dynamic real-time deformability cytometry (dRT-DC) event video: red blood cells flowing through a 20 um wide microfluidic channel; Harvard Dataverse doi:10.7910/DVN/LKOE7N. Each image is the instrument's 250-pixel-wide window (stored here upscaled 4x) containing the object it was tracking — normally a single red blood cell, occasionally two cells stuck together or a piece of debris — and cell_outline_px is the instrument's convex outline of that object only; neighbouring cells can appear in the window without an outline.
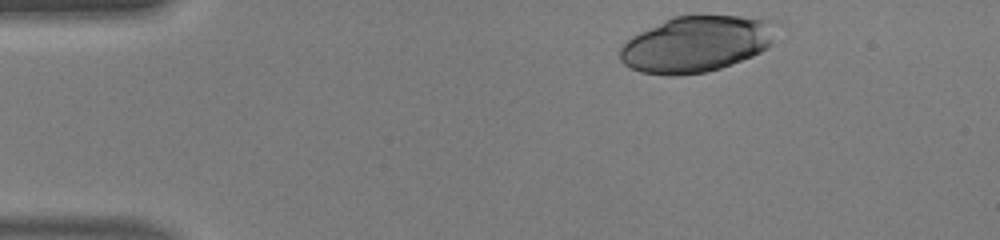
{"species": "human", "species_latin": "Homo sapiens", "temperature_condition": "warm", "stored_images_in_passage": 39, "camera_frame_rate_fps": 3000, "um_per_image_px": 0.085, "donor": {"sex": "male"}, "frame": {"image": 1, "passage_image": 1, "time_ms": 0.0, "image_size_px": [1000, 240], "cell_outline_px": [[772, 44], [760, 52], [752, 56], [732, 64], [720, 68], [704, 72], [676, 76], [668, 76], [640, 72], [624, 64], [620, 60], [620, 48], [632, 36], [672, 16], [740, 16], [768, 20]], "centroid_in_image_um": [59.1, 3.77], "position_along_channel_um": 25.9, "area_um2": 50.17}}